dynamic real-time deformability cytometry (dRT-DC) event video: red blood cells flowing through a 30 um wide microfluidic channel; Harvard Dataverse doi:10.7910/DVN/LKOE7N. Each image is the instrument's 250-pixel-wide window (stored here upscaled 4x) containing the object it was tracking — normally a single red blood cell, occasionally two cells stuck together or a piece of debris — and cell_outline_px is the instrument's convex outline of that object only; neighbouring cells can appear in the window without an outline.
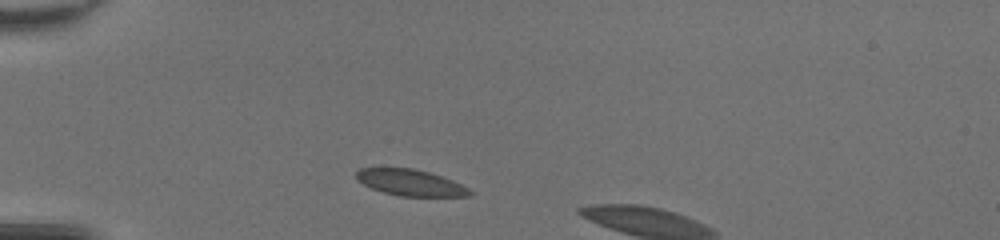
{"species": "common noctule bat (a hibernating species)", "species_latin": "Nyctalus noctula", "temperature_condition": "room temperature", "stored_images_in_passage": 10, "camera_frame_rate_fps": 3000, "um_per_image_px": 0.085, "animal": {"sex": "female", "body_mass_g": 20.0, "forearm_length_mm": 54.0}, "frame": {"image": 1, "passage_image": 4, "time_ms": 1.0, "image_size_px": [1000, 240], "cell_outline_px": [[472, 196], [400, 196], [384, 192], [372, 188], [356, 180], [356, 172], [360, 168], [412, 168], [428, 172], [452, 180], [468, 188], [472, 192]], "centroid_in_image_um": [34.87, 15.52], "position_along_channel_um": 50.1, "area_um2": 17.17}}
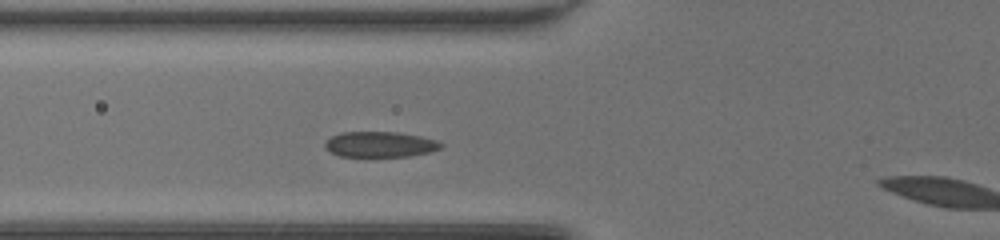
{"frame": {"image": 2, "passage_image": 9, "time_ms": 2.667, "image_size_px": [1000, 240], "cell_outline_px": [[444, 144], [440, 148], [428, 152], [408, 156], [340, 156], [328, 152], [324, 148], [324, 144], [332, 136], [340, 132], [396, 132], [420, 136], [436, 140]], "centroid_in_image_um": [32.26, 12.27], "position_along_channel_um": 93.5, "area_um2": 17.17}}